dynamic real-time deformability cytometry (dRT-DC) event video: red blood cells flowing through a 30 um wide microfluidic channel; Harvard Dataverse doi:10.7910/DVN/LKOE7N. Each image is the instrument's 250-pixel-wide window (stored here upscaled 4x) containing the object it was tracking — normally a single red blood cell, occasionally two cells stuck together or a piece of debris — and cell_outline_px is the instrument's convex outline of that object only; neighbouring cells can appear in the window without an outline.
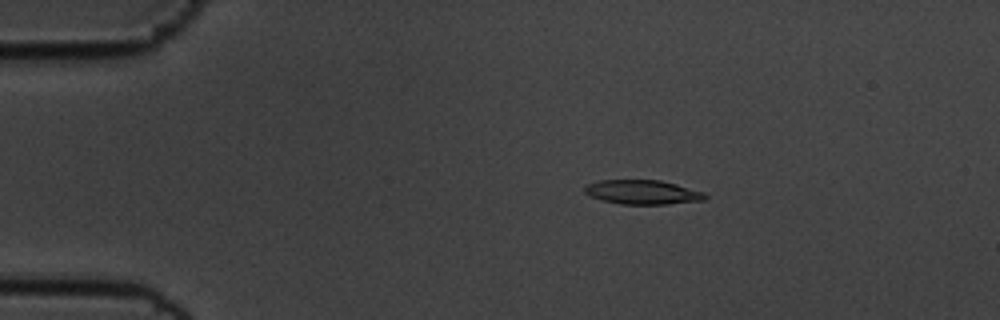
{"species": "common noctule bat (a hibernating species)", "species_latin": "Nyctalus noctula", "temperature_condition": "cold", "stored_images_in_passage": 48, "camera_frame_rate_fps": 3000, "um_per_image_px": 0.085, "animal": {"sex": "male", "body_mass_g": 19.5, "forearm_length_mm": 54.6}, "frame": {"image": 1, "passage_image": 2, "time_ms": 0.333, "image_size_px": [1000, 320], "cell_outline_px": [[708, 196], [704, 200], [668, 204], [620, 204], [600, 200], [588, 196], [584, 192], [584, 188], [588, 184], [600, 180], [660, 180], [676, 184], [704, 192]], "centroid_in_image_um": [54.59, 16.34], "position_along_channel_um": 30.4, "area_um2": 17.11}}
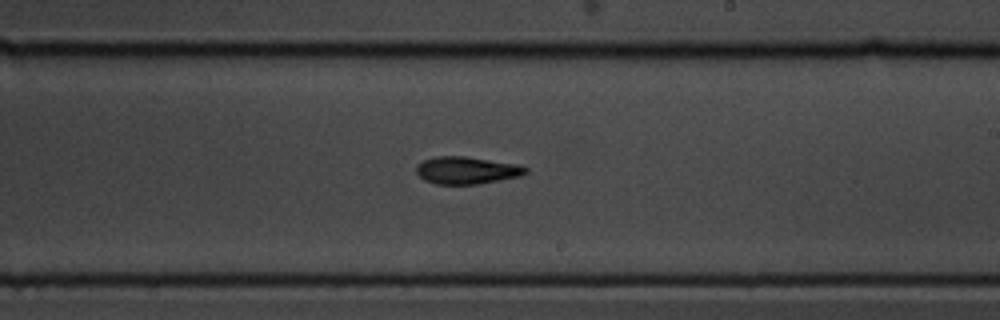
{"frame": {"image": 2, "passage_image": 25, "time_ms": 8.0, "image_size_px": [1000, 320], "cell_outline_px": [[528, 172], [520, 176], [476, 184], [436, 184], [424, 180], [416, 172], [416, 164], [424, 160], [436, 156], [464, 156], [520, 164], [528, 168]], "centroid_in_image_um": [39.67, 14.47], "position_along_channel_um": 249.3, "area_um2": 17.46}}
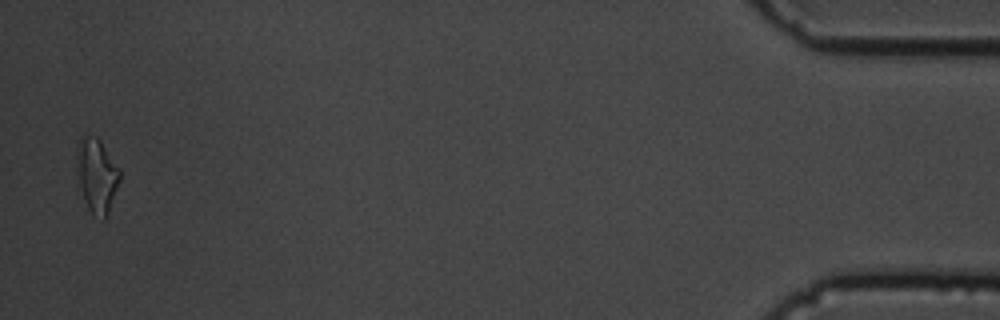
{"frame": {"image": 3, "passage_image": 47, "time_ms": 15.333, "image_size_px": [1000, 320], "cell_outline_px": [[120, 180], [108, 212], [104, 220], [92, 216], [88, 208], [80, 184], [76, 148], [80, 136], [96, 136], [100, 140], [120, 168]], "centroid_in_image_um": [8.25, 14.89], "position_along_channel_um": 427.0, "area_um2": 18.32}, "authors_computed_cell_mechanics": {"area_um2": 17.1377, "velocity_mm_per_s": 3.5693, "shape_relaxation_time_tau1_ms": 3.0947, "shape_relaxation_time_tau2_ms": 5.7342, "deformation_change_tau1": 0.1555, "deformation_change_tau2": 0.1505}}